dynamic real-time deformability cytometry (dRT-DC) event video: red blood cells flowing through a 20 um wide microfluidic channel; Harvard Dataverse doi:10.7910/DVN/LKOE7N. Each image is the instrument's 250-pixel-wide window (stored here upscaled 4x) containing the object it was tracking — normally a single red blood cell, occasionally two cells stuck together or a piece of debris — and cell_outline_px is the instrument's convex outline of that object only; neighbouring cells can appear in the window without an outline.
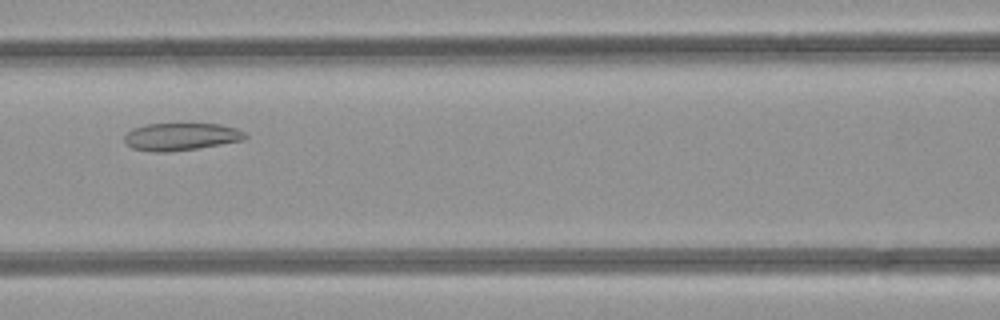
{"species": "common noctule bat (a hibernating species)", "species_latin": "Nyctalus noctula", "temperature_condition": "room temperature", "stored_images_in_passage": 36, "camera_frame_rate_fps": 3000, "um_per_image_px": 0.085, "animal": {"sex": "female", "body_mass_g": 21.9}, "frame": {"image": 1, "passage_image": 9, "time_ms": 2.667, "image_size_px": [1000, 320], "cell_outline_px": [[248, 136], [244, 140], [196, 148], [168, 152], [152, 152], [132, 148], [124, 140], [124, 136], [132, 128], [144, 124], [220, 124], [236, 128], [244, 132]], "centroid_in_image_um": [15.37, 11.61], "position_along_channel_um": 151.2, "area_um2": 19.25}}
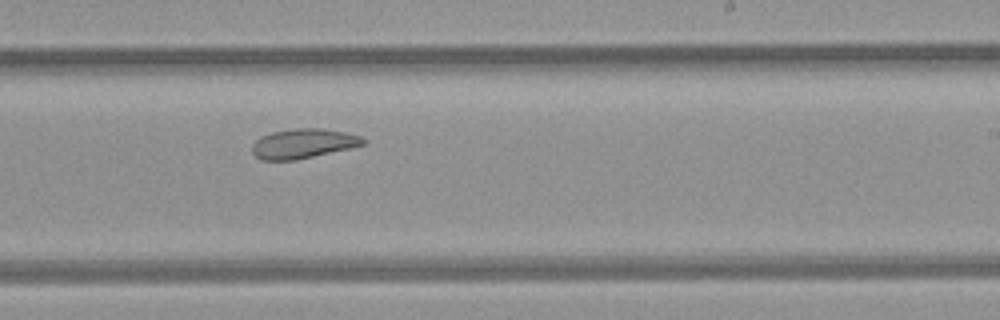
{"frame": {"image": 2, "passage_image": 17, "time_ms": 5.333, "image_size_px": [1000, 320], "cell_outline_px": [[368, 140], [364, 144], [352, 148], [296, 160], [260, 160], [252, 152], [252, 144], [260, 136], [272, 132], [296, 128], [320, 128], [344, 132], [360, 136]], "centroid_in_image_um": [25.77, 12.21], "position_along_channel_um": 263.2, "area_um2": 19.25}}
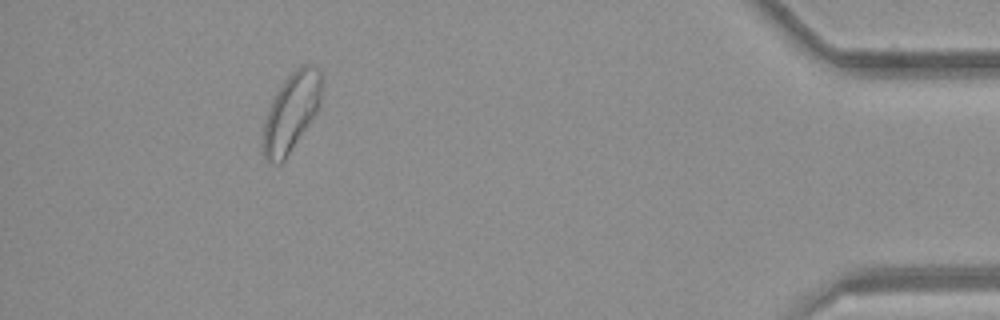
{"frame": {"image": 3, "passage_image": 32, "time_ms": 10.333, "image_size_px": [1000, 320], "cell_outline_px": [[324, 80], [320, 104], [316, 112], [284, 160], [280, 164], [276, 164], [264, 160], [264, 120], [268, 108], [276, 92], [284, 80], [300, 64], [308, 64], [320, 68]], "centroid_in_image_um": [24.79, 9.46], "position_along_channel_um": 410.4, "area_um2": 26.76}, "authors_computed_cell_mechanics": {"area_um2": 21.1548, "velocity_mm_per_s": 4.2171, "shape_relaxation_time_tau1_ms": null, "shape_relaxation_time_tau2_ms": 2.2415, "deformation_change_tau1": null, "deformation_change_tau2": 0.0747}}